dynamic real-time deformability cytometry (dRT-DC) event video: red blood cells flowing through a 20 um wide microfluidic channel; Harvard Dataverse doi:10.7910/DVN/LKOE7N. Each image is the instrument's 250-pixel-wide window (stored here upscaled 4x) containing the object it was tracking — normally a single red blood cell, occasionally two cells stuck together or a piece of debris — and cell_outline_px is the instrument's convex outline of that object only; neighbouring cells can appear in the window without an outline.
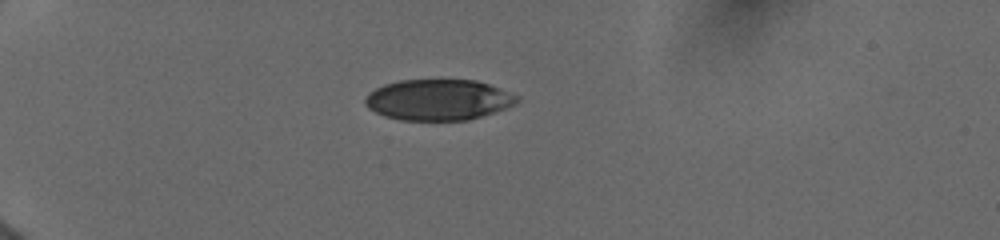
{"species": "human", "species_latin": "Homo sapiens", "temperature_condition": "cold", "stored_images_in_passage": 4, "camera_frame_rate_fps": 3000, "um_per_image_px": 0.085, "donor": {"sex": "female"}, "frame": {"image": 1, "passage_image": 1, "time_ms": 0.0, "image_size_px": [1000, 240], "cell_outline_px": [[520, 100], [516, 104], [508, 108], [468, 120], [400, 120], [384, 116], [368, 108], [364, 104], [364, 100], [368, 92], [384, 84], [400, 80], [476, 80], [488, 84], [520, 96]], "centroid_in_image_um": [37.26, 8.48], "position_along_channel_um": 47.7, "area_um2": 36.36}}
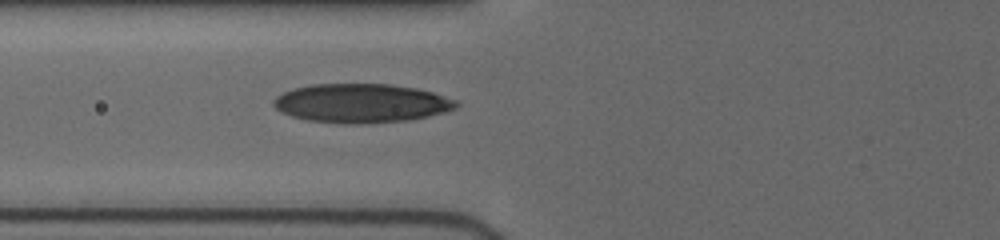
{"frame": {"image": 2, "passage_image": 4, "time_ms": 2.333, "image_size_px": [1000, 240], "cell_outline_px": [[460, 104], [456, 108], [444, 112], [428, 116], [408, 120], [348, 124], [308, 120], [292, 116], [280, 112], [272, 104], [272, 100], [276, 96], [292, 88], [312, 84], [392, 84], [416, 88], [432, 92], [456, 100]], "centroid_in_image_um": [30.69, 8.76], "position_along_channel_um": 95.1, "area_um2": 41.38}}